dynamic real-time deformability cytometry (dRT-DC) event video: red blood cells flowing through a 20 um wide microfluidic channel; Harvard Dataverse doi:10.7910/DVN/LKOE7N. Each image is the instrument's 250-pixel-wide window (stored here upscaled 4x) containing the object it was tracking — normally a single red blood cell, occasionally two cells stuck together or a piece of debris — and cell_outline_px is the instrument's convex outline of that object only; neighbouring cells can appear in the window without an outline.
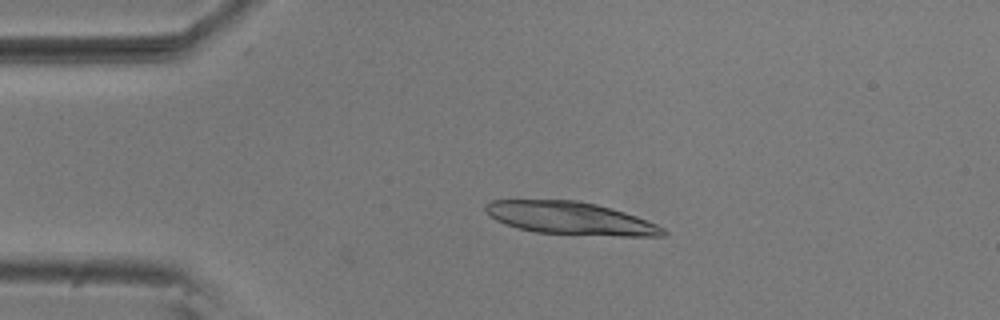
{"species": "common noctule bat (a hibernating species)", "species_latin": "Nyctalus noctula", "temperature_condition": "room temperature", "stored_images_in_passage": 12, "camera_frame_rate_fps": 3000, "um_per_image_px": 0.085, "animal": {"sex": "male", "body_mass_g": 20.5, "forearm_length_mm": 52.5}, "frame": {"image": 1, "passage_image": 10, "time_ms": 3.0, "image_size_px": [1000, 320], "cell_outline_px": [[668, 232], [664, 236], [620, 236], [536, 232], [504, 224], [496, 220], [484, 208], [484, 204], [492, 200], [576, 200], [596, 204], [612, 208], [636, 216], [656, 224], [664, 228]], "centroid_in_image_um": [48.5, 18.55], "position_along_channel_um": 36.5, "area_um2": 33.58}}